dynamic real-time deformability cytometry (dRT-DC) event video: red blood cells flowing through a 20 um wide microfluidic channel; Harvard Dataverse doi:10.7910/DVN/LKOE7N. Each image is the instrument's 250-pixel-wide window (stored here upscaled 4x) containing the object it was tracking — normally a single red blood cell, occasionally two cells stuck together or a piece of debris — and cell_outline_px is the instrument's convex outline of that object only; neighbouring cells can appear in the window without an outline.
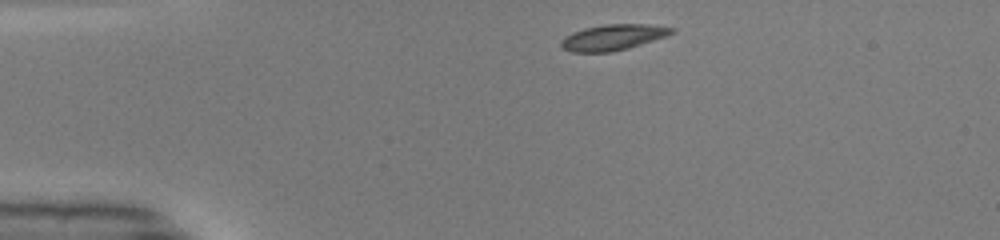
{"species": "common noctule bat (a hibernating species)", "species_latin": "Nyctalus noctula", "temperature_condition": "warm", "stored_images_in_passage": 40, "camera_frame_rate_fps": 3000, "um_per_image_px": 0.085, "animal": {"sex": "male", "body_mass_g": 19.0, "forearm_length_mm": 50.8}, "frame": {"image": 1, "passage_image": 1, "time_ms": 0.0, "image_size_px": [1000, 240], "cell_outline_px": [[676, 32], [628, 48], [612, 52], [572, 52], [564, 48], [560, 44], [560, 40], [564, 36], [572, 32], [584, 28], [604, 24], [644, 24], [676, 28]], "centroid_in_image_um": [52.07, 3.16], "position_along_channel_um": 32.9, "area_um2": 16.53}}
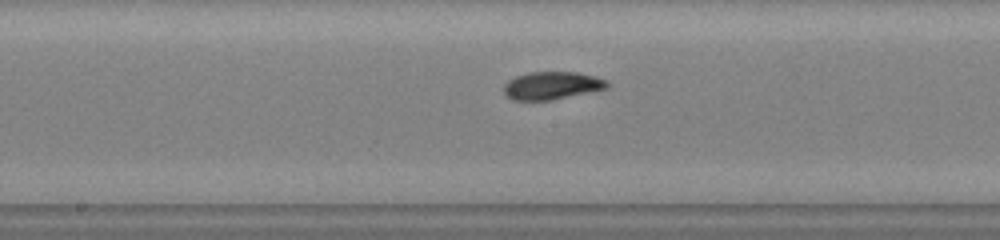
{"frame": {"image": 2, "passage_image": 17, "time_ms": 5.333, "image_size_px": [1000, 240], "cell_outline_px": [[608, 88], [552, 100], [512, 100], [504, 92], [504, 84], [508, 80], [516, 76], [532, 72], [576, 72], [592, 76], [604, 80], [608, 84]], "centroid_in_image_um": [46.87, 7.28], "position_along_channel_um": 201.3, "area_um2": 16.47}}
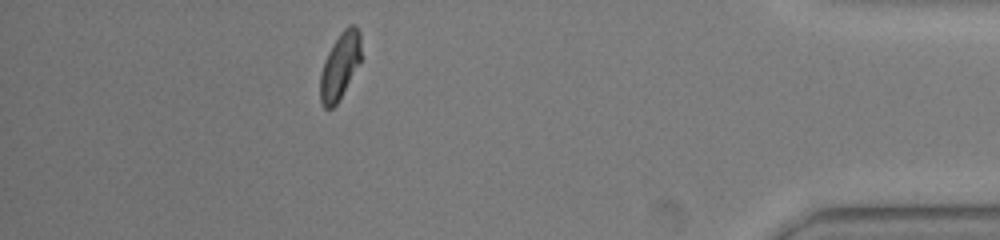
{"frame": {"image": 3, "passage_image": 35, "time_ms": 11.333, "image_size_px": [1000, 240], "cell_outline_px": [[360, 60], [336, 104], [332, 108], [324, 108], [320, 100], [320, 72], [324, 60], [332, 44], [340, 32], [348, 24], [352, 24], [360, 32]], "centroid_in_image_um": [28.86, 5.57], "position_along_channel_um": 406.3, "area_um2": 15.49}, "authors_computed_cell_mechanics": {"area_um2": 16.5886, "velocity_mm_per_s": 4.1419, "shape_relaxation_time_tau1_ms": 4.3122, "shape_relaxation_time_tau2_ms": 3.6543, "deformation_change_tau1": 0.1822, "deformation_change_tau2": 0.0828}}